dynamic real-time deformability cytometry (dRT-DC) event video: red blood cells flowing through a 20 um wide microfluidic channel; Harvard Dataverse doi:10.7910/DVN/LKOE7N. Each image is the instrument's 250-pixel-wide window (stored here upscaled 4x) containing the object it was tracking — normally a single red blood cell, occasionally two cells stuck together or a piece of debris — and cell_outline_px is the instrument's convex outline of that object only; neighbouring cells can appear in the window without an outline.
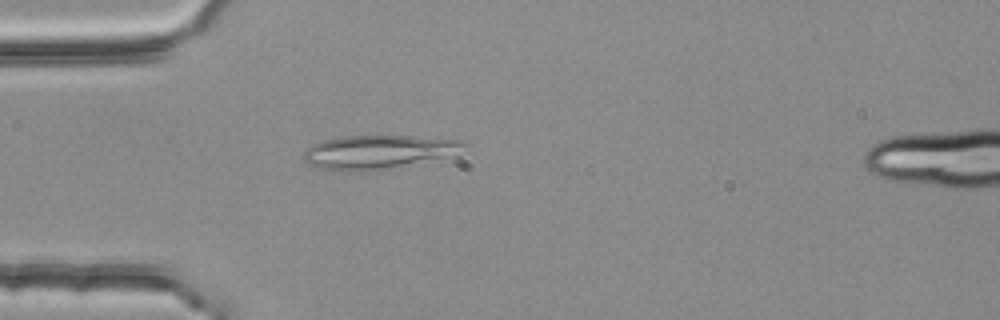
{"species": "common noctule bat (a hibernating species)", "species_latin": "Nyctalus noctula", "temperature_condition": "room temperature", "stored_images_in_passage": 5, "camera_frame_rate_fps": 3000, "um_per_image_px": 0.085, "animal": {"sex": "female", "body_mass_g": 25.1}, "frame": {"image": 1, "passage_image": 4, "time_ms": 1.0, "image_size_px": [1000, 320], "cell_outline_px": [[468, 144], [444, 156], [380, 172], [340, 172], [320, 168], [308, 164], [304, 160], [304, 152], [312, 144], [320, 140], [340, 136], [412, 136], [460, 140]], "centroid_in_image_um": [32.0, 12.95], "position_along_channel_um": 53.0, "area_um2": 31.67}}